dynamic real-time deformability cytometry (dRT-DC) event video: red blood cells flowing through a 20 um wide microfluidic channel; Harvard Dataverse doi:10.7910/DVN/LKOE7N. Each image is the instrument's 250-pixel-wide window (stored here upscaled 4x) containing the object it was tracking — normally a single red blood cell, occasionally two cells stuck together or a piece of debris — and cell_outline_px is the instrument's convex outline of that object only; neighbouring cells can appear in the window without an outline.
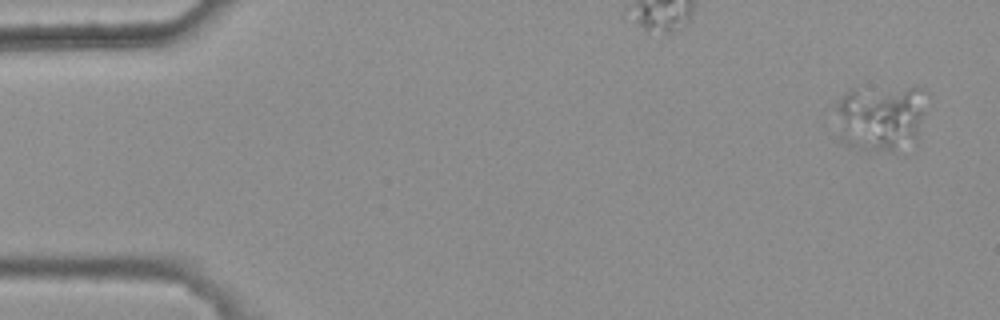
{"species": "common noctule bat (a hibernating species)", "species_latin": "Nyctalus noctula", "temperature_condition": "warm", "stored_images_in_passage": 4, "camera_frame_rate_fps": 3000, "um_per_image_px": 0.085, "animal": {"sex": "female", "body_mass_g": 25.1}, "frame": {"image": 1, "passage_image": 1, "time_ms": 0.0, "image_size_px": [1000, 320], "cell_outline_px": [[924, 112], [920, 136], [892, 152], [872, 152], [848, 148], [840, 144], [836, 108], [836, 104], [844, 92], [852, 88], [924, 88]], "centroid_in_image_um": [74.79, 10.03], "position_along_channel_um": 10.2, "area_um2": 36.13}}
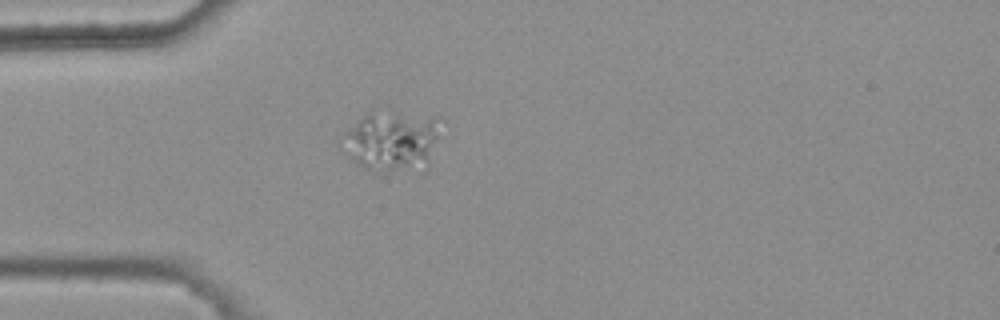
{"frame": {"image": 2, "passage_image": 4, "time_ms": 1.0, "image_size_px": [1000, 320], "cell_outline_px": [[448, 124], [428, 164], [392, 168], [364, 168], [356, 164], [352, 156], [344, 132], [372, 108], [440, 116]], "centroid_in_image_um": [33.52, 11.79], "position_along_channel_um": 51.5, "area_um2": 34.28}}